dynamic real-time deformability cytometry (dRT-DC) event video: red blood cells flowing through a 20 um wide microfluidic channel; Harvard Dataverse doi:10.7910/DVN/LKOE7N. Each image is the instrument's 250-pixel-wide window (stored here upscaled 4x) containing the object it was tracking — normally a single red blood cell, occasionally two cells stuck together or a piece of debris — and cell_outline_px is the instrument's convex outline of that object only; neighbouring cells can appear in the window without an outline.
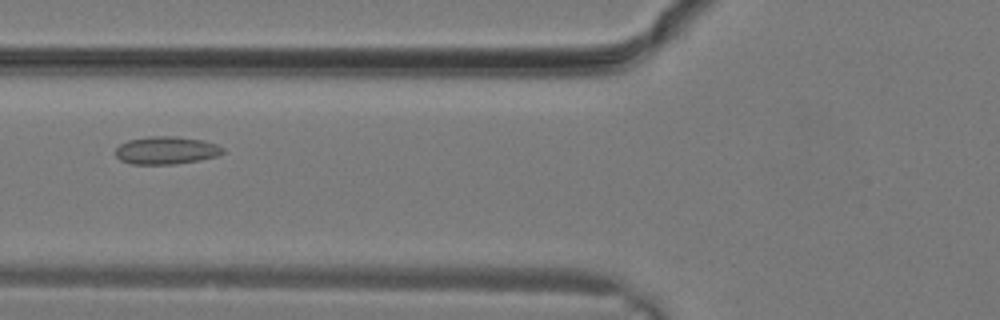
{"species": "common noctule bat (a hibernating species)", "species_latin": "Nyctalus noctula", "temperature_condition": "warm", "stored_images_in_passage": 10, "camera_frame_rate_fps": 3000, "um_per_image_px": 0.085, "animal": {"sex": "male", "body_mass_g": 19.2, "forearm_length_mm": 51.8}, "frame": {"image": 1, "passage_image": 7, "time_ms": 2.0, "image_size_px": [1000, 320], "cell_outline_px": [[224, 152], [216, 156], [200, 160], [176, 164], [132, 164], [120, 160], [116, 156], [116, 148], [120, 144], [128, 140], [148, 136], [176, 136], [204, 140], [216, 144], [224, 148]], "centroid_in_image_um": [14.13, 12.77], "position_along_channel_um": 111.7, "area_um2": 17.46}}
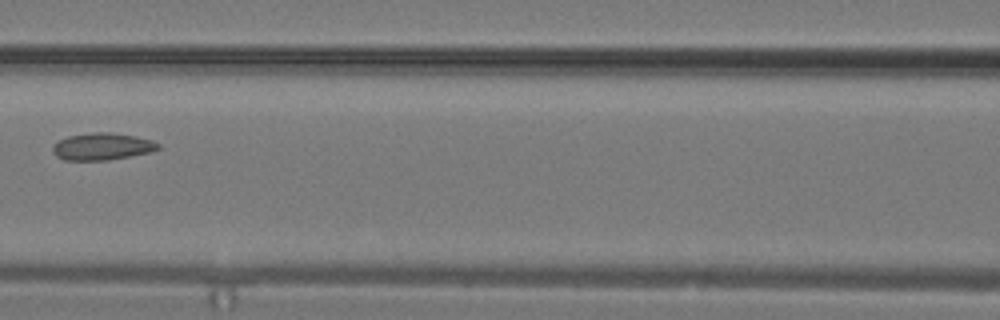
{"frame": {"image": 2, "passage_image": 9, "time_ms": 2.667, "image_size_px": [1000, 320], "cell_outline_px": [[160, 148], [152, 152], [108, 160], [64, 160], [56, 156], [52, 152], [52, 144], [68, 136], [92, 132], [112, 132], [136, 136], [152, 140], [160, 144]], "centroid_in_image_um": [8.69, 12.45], "position_along_channel_um": 157.9, "area_um2": 16.82}}